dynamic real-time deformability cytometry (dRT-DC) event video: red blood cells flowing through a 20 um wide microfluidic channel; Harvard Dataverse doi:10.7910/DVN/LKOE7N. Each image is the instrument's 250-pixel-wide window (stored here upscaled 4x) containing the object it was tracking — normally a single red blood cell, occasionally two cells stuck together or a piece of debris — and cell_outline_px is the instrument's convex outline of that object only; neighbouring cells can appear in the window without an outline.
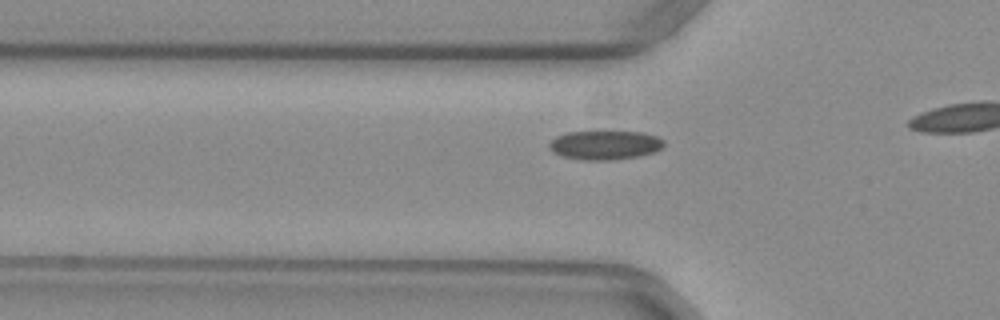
{"species": "common noctule bat (a hibernating species)", "species_latin": "Nyctalus noctula", "temperature_condition": "warm", "stored_images_in_passage": 11, "camera_frame_rate_fps": 3000, "um_per_image_px": 0.085, "animal": {"sex": "female", "body_mass_g": 29.2, "forearm_length_mm": 56.3}, "frame": {"image": 1, "passage_image": 5, "time_ms": 1.333, "image_size_px": [1000, 320], "cell_outline_px": [[664, 144], [656, 152], [640, 156], [612, 160], [580, 160], [560, 156], [548, 148], [548, 144], [556, 136], [568, 132], [640, 132], [656, 136], [664, 140]], "centroid_in_image_um": [51.4, 12.34], "position_along_channel_um": 74.4, "area_um2": 19.48}}